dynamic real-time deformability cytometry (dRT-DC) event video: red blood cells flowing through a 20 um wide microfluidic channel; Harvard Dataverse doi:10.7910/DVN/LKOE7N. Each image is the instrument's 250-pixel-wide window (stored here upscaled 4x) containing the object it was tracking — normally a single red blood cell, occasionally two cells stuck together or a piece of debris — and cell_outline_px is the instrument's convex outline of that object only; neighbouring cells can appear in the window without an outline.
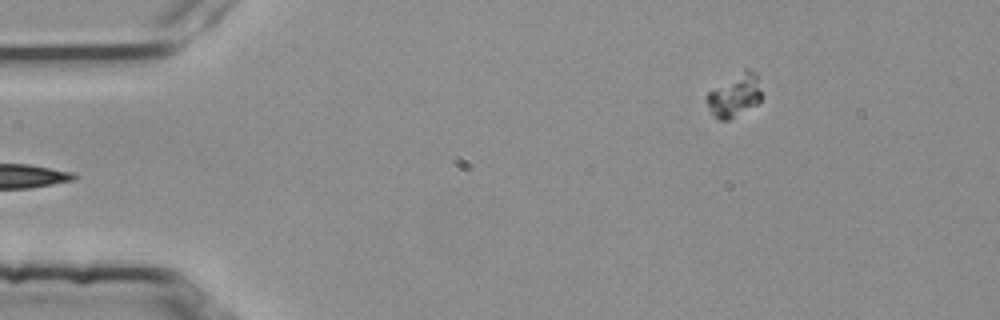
{"species": "common noctule bat (a hibernating species)", "species_latin": "Nyctalus noctula", "temperature_condition": "room temperature", "stored_images_in_passage": 49, "camera_frame_rate_fps": 3000, "um_per_image_px": 0.085, "animal": {"sex": "female", "body_mass_g": 25.1}, "frame": {"image": 1, "passage_image": 1, "time_ms": 0.0, "image_size_px": [1000, 320], "cell_outline_px": [[760, 100], [756, 104], [728, 120], [720, 120], [712, 116], [708, 108], [704, 96], [708, 92], [744, 68], [748, 68], [756, 72], [760, 92]], "centroid_in_image_um": [62.39, 8.1], "position_along_channel_um": 22.6, "area_um2": 13.64}}
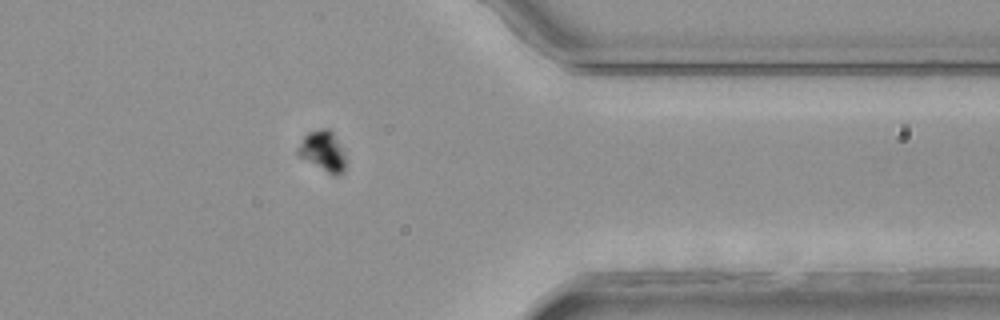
{"frame": {"image": 2, "passage_image": 38, "time_ms": 12.333, "image_size_px": [1000, 320], "cell_outline_px": [[344, 172], [340, 176], [336, 176], [328, 172], [300, 156], [296, 152], [304, 136], [308, 132], [320, 128], [328, 128], [332, 132], [344, 152]], "centroid_in_image_um": [27.45, 12.83], "position_along_channel_um": 383.9, "area_um2": 10.87}}
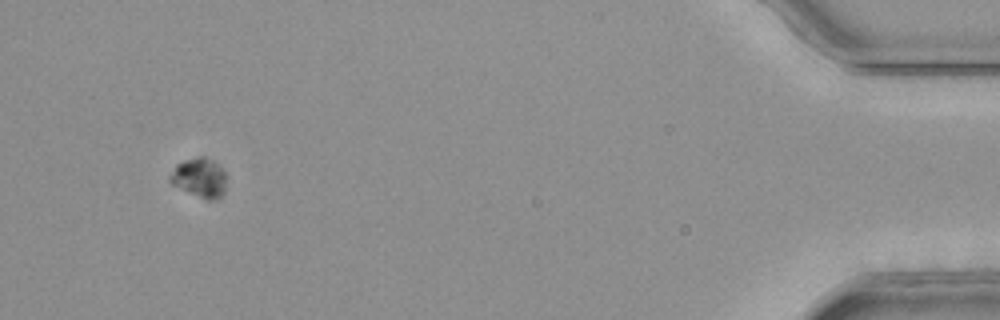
{"frame": {"image": 3, "passage_image": 46, "time_ms": 15.0, "image_size_px": [1000, 320], "cell_outline_px": [[224, 192], [216, 200], [208, 200], [172, 184], [168, 180], [168, 176], [176, 164], [184, 160], [196, 156], [204, 156], [212, 160], [224, 172]], "centroid_in_image_um": [16.92, 15.08], "position_along_channel_um": 418.3, "area_um2": 12.66}, "authors_computed_cell_mechanics": {"area_um2": 12.3692, "velocity_mm_per_s": 3.7039, "shape_relaxation_time_tau1_ms": 3.9775, "shape_relaxation_time_tau2_ms": null, "deformation_change_tau1": 0.0396, "deformation_change_tau2": null}}